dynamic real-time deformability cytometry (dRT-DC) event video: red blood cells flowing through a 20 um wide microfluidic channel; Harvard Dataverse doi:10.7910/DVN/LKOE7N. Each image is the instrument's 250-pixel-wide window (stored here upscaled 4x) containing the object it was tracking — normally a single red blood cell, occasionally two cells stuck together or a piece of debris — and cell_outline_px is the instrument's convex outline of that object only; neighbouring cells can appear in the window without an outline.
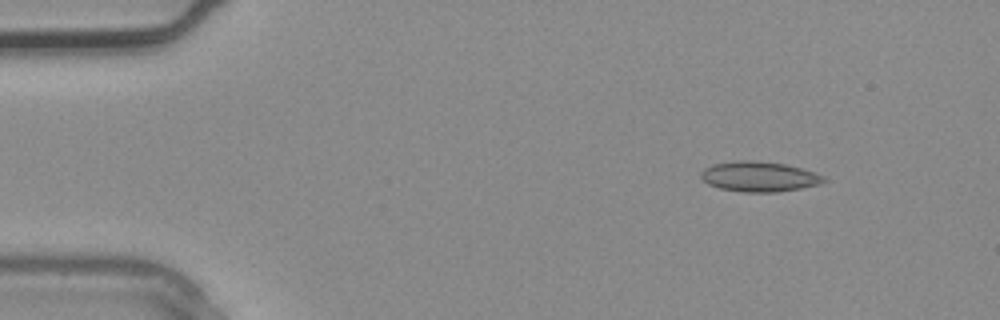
{"species": "common noctule bat (a hibernating species)", "species_latin": "Nyctalus noctula", "temperature_condition": "warm", "stored_images_in_passage": 4, "segment_of_instrument_passage": [1, 2], "camera_frame_rate_fps": 3000, "um_per_image_px": 0.085, "animal": {"sex": "male", "body_mass_g": 20.4}, "frame": {"image": 1, "passage_image": 1, "time_ms": 0.0, "image_size_px": [1000, 320], "cell_outline_px": [[828, 180], [820, 184], [800, 188], [776, 192], [744, 192], [720, 188], [708, 184], [700, 176], [700, 172], [704, 168], [712, 164], [736, 160], [756, 160], [784, 164], [800, 168], [824, 176]], "centroid_in_image_um": [64.5, 15.0], "position_along_channel_um": 20.5, "area_um2": 21.56}}
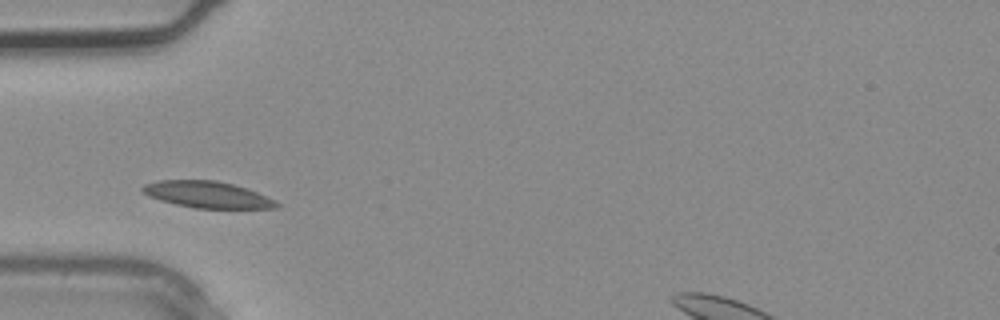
{"frame": {"image": 2, "passage_image": 3, "time_ms": 0.667, "image_size_px": [1000, 320], "cell_outline_px": [[280, 208], [196, 208], [176, 204], [160, 200], [148, 196], [140, 192], [140, 188], [144, 184], [160, 180], [216, 180], [232, 184], [256, 192], [276, 200], [280, 204]], "centroid_in_image_um": [17.59, 16.54], "position_along_channel_um": 67.4, "area_um2": 20.69}}